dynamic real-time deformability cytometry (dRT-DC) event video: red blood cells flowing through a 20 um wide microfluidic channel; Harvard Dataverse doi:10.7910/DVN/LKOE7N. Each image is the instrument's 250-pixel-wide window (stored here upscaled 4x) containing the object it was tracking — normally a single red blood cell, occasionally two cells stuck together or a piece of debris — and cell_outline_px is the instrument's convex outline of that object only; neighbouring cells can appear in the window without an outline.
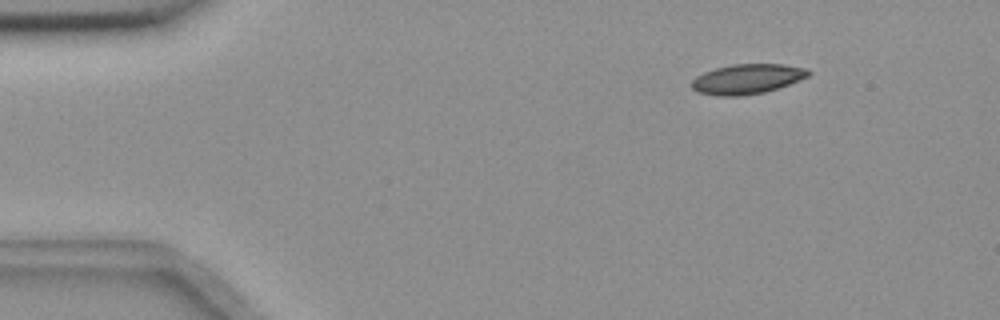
{"species": "common noctule bat (a hibernating species)", "species_latin": "Nyctalus noctula", "temperature_condition": "room temperature", "stored_images_in_passage": 7, "camera_frame_rate_fps": 3000, "um_per_image_px": 0.085, "animal": {"sex": "female", "body_mass_g": 18.4}, "frame": {"image": 1, "passage_image": 2, "time_ms": 0.333, "image_size_px": [1000, 320], "cell_outline_px": [[812, 72], [808, 76], [788, 84], [764, 92], [740, 96], [720, 96], [696, 92], [692, 88], [692, 80], [696, 76], [704, 72], [716, 68], [732, 64], [784, 64], [808, 68]], "centroid_in_image_um": [63.5, 6.71], "position_along_channel_um": 21.5, "area_um2": 20.29}}
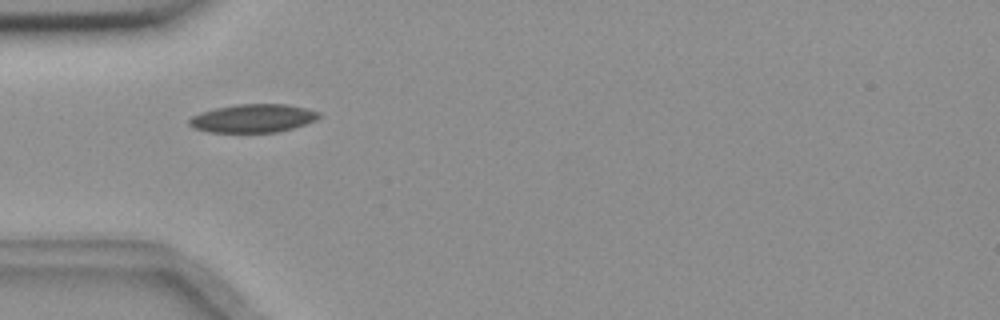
{"frame": {"image": 2, "passage_image": 5, "time_ms": 1.333, "image_size_px": [1000, 320], "cell_outline_px": [[320, 116], [316, 120], [292, 128], [276, 132], [208, 132], [192, 128], [188, 124], [188, 120], [192, 116], [200, 112], [216, 108], [236, 104], [288, 104], [308, 108], [320, 112]], "centroid_in_image_um": [21.49, 10.05], "position_along_channel_um": 63.5, "area_um2": 21.5}}
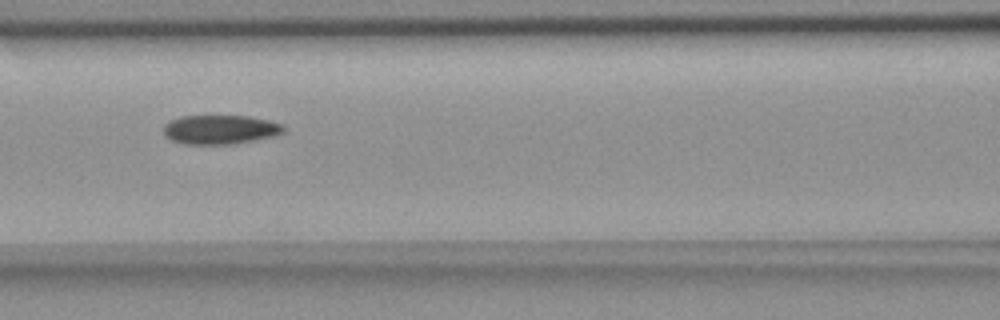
{"frame": {"image": 3, "passage_image": 7, "time_ms": 2.0, "image_size_px": [1000, 320], "cell_outline_px": [[284, 132], [272, 136], [232, 144], [184, 144], [172, 140], [164, 132], [164, 124], [168, 120], [180, 116], [248, 116], [268, 120], [284, 124]], "centroid_in_image_um": [18.7, 11.0], "position_along_channel_um": 147.9, "area_um2": 20.29}}